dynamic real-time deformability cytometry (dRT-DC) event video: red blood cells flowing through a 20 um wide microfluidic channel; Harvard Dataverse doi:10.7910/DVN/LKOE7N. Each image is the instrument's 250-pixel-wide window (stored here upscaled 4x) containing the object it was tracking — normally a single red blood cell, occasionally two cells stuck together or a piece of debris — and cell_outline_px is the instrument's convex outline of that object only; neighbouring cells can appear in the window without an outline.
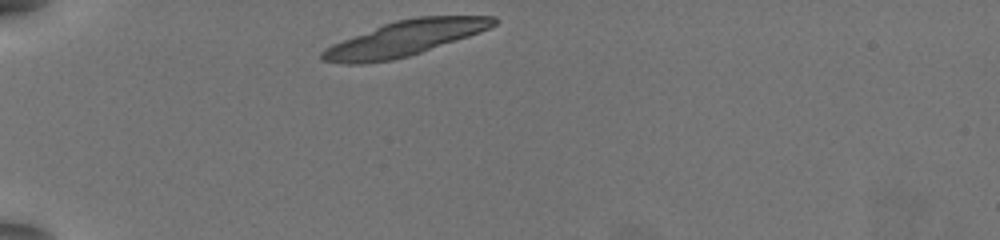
{"species": "common noctule bat (a hibernating species)", "species_latin": "Nyctalus noctula", "temperature_condition": "warm", "stored_images_in_passage": 13, "camera_frame_rate_fps": 3000, "um_per_image_px": 0.085, "animal": {"sex": "female", "body_mass_g": 19.5, "forearm_length_mm": 54.1}, "frame": {"image": 1, "passage_image": 1, "time_ms": 0.0, "image_size_px": [1000, 240], "cell_outline_px": [[500, 20], [496, 24], [480, 32], [408, 56], [392, 60], [360, 64], [344, 64], [320, 60], [320, 52], [324, 48], [332, 44], [384, 24], [396, 20], [416, 16], [496, 16]], "centroid_in_image_um": [34.38, 3.26], "position_along_channel_um": 50.6, "area_um2": 34.8}}